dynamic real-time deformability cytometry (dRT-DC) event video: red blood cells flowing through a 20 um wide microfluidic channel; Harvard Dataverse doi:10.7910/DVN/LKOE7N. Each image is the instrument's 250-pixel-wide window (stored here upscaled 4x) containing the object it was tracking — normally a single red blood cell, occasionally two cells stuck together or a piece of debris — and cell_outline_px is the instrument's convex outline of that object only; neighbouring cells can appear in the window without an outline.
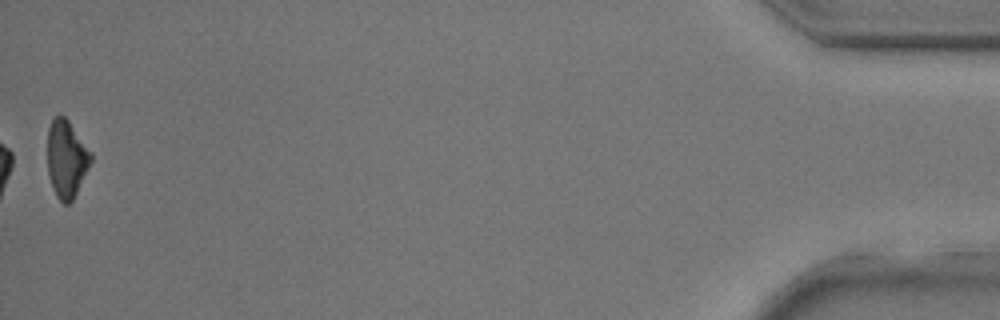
{"species": "common noctule bat (a hibernating species)", "species_latin": "Nyctalus noctula", "temperature_condition": "room temperature", "stored_images_in_passage": 39, "camera_frame_rate_fps": 3000, "um_per_image_px": 0.085, "animal": {"sex": "male", "body_mass_g": 17.9, "forearm_length_mm": 54.2}, "frame": {"image": 1, "passage_image": 39, "time_ms": 12.667, "image_size_px": [1000, 320], "cell_outline_px": [[92, 160], [72, 200], [68, 204], [64, 204], [56, 196], [52, 188], [48, 172], [48, 128], [52, 120], [56, 116], [64, 116], [68, 120], [92, 152]], "centroid_in_image_um": [5.65, 13.5], "position_along_channel_um": 429.6, "area_um2": 19.36}}